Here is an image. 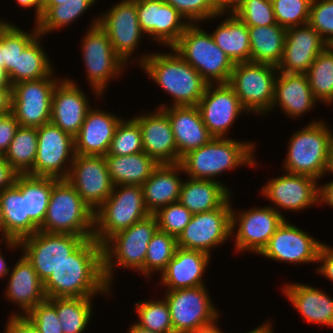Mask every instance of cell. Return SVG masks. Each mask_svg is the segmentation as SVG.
Segmentation results:
<instances>
[{"mask_svg":"<svg viewBox=\"0 0 333 333\" xmlns=\"http://www.w3.org/2000/svg\"><path fill=\"white\" fill-rule=\"evenodd\" d=\"M43 287L47 299L108 294L112 288L103 275L102 245L86 239L53 270Z\"/></svg>","mask_w":333,"mask_h":333,"instance_id":"6da1fadb","label":"cell"},{"mask_svg":"<svg viewBox=\"0 0 333 333\" xmlns=\"http://www.w3.org/2000/svg\"><path fill=\"white\" fill-rule=\"evenodd\" d=\"M314 98L325 104L333 103V49L328 45L310 65L307 73Z\"/></svg>","mask_w":333,"mask_h":333,"instance_id":"7bdbcfd3","label":"cell"},{"mask_svg":"<svg viewBox=\"0 0 333 333\" xmlns=\"http://www.w3.org/2000/svg\"><path fill=\"white\" fill-rule=\"evenodd\" d=\"M211 255L197 250L177 247L174 257L161 273V285L178 290L205 285L203 277Z\"/></svg>","mask_w":333,"mask_h":333,"instance_id":"83f0119b","label":"cell"},{"mask_svg":"<svg viewBox=\"0 0 333 333\" xmlns=\"http://www.w3.org/2000/svg\"><path fill=\"white\" fill-rule=\"evenodd\" d=\"M0 87H12L8 72L0 66Z\"/></svg>","mask_w":333,"mask_h":333,"instance_id":"003e7915","label":"cell"},{"mask_svg":"<svg viewBox=\"0 0 333 333\" xmlns=\"http://www.w3.org/2000/svg\"><path fill=\"white\" fill-rule=\"evenodd\" d=\"M233 208L231 209V230L232 235L237 230L234 248L239 252L249 251L259 254L286 219L272 206L245 209L238 215Z\"/></svg>","mask_w":333,"mask_h":333,"instance_id":"2e32d148","label":"cell"},{"mask_svg":"<svg viewBox=\"0 0 333 333\" xmlns=\"http://www.w3.org/2000/svg\"><path fill=\"white\" fill-rule=\"evenodd\" d=\"M181 13L189 23L200 24L205 20L222 17L221 12L211 0H164Z\"/></svg>","mask_w":333,"mask_h":333,"instance_id":"816d5d0a","label":"cell"},{"mask_svg":"<svg viewBox=\"0 0 333 333\" xmlns=\"http://www.w3.org/2000/svg\"><path fill=\"white\" fill-rule=\"evenodd\" d=\"M193 333H224V332H222V329L218 328L217 324L213 322L209 325L200 327L197 331Z\"/></svg>","mask_w":333,"mask_h":333,"instance_id":"e7e4bbea","label":"cell"},{"mask_svg":"<svg viewBox=\"0 0 333 333\" xmlns=\"http://www.w3.org/2000/svg\"><path fill=\"white\" fill-rule=\"evenodd\" d=\"M262 325H259V327L246 332V333H274L272 329V324L269 321H265L264 323H261Z\"/></svg>","mask_w":333,"mask_h":333,"instance_id":"03108f58","label":"cell"},{"mask_svg":"<svg viewBox=\"0 0 333 333\" xmlns=\"http://www.w3.org/2000/svg\"><path fill=\"white\" fill-rule=\"evenodd\" d=\"M10 269L7 266V263L2 255V253L0 252V278H4L7 277V275L9 274Z\"/></svg>","mask_w":333,"mask_h":333,"instance_id":"89a4df30","label":"cell"},{"mask_svg":"<svg viewBox=\"0 0 333 333\" xmlns=\"http://www.w3.org/2000/svg\"><path fill=\"white\" fill-rule=\"evenodd\" d=\"M19 126L18 121L11 112L0 115V156H4L7 152Z\"/></svg>","mask_w":333,"mask_h":333,"instance_id":"11a10c76","label":"cell"},{"mask_svg":"<svg viewBox=\"0 0 333 333\" xmlns=\"http://www.w3.org/2000/svg\"><path fill=\"white\" fill-rule=\"evenodd\" d=\"M316 102L306 74L278 73L271 111L280 106L284 114L295 119L309 112Z\"/></svg>","mask_w":333,"mask_h":333,"instance_id":"f546056e","label":"cell"},{"mask_svg":"<svg viewBox=\"0 0 333 333\" xmlns=\"http://www.w3.org/2000/svg\"><path fill=\"white\" fill-rule=\"evenodd\" d=\"M231 209L229 198L217 209L193 214L177 238V247L210 255L212 248L225 243L232 235Z\"/></svg>","mask_w":333,"mask_h":333,"instance_id":"5bb4252c","label":"cell"},{"mask_svg":"<svg viewBox=\"0 0 333 333\" xmlns=\"http://www.w3.org/2000/svg\"><path fill=\"white\" fill-rule=\"evenodd\" d=\"M37 134V155L34 168L28 174L66 179L76 155L74 137L52 122L38 127Z\"/></svg>","mask_w":333,"mask_h":333,"instance_id":"7c38bea8","label":"cell"},{"mask_svg":"<svg viewBox=\"0 0 333 333\" xmlns=\"http://www.w3.org/2000/svg\"><path fill=\"white\" fill-rule=\"evenodd\" d=\"M42 35H38L16 59L13 67V85L21 81L38 80L54 74L50 58L40 44Z\"/></svg>","mask_w":333,"mask_h":333,"instance_id":"f35d334b","label":"cell"},{"mask_svg":"<svg viewBox=\"0 0 333 333\" xmlns=\"http://www.w3.org/2000/svg\"><path fill=\"white\" fill-rule=\"evenodd\" d=\"M12 87H0V115L11 112Z\"/></svg>","mask_w":333,"mask_h":333,"instance_id":"91938a15","label":"cell"},{"mask_svg":"<svg viewBox=\"0 0 333 333\" xmlns=\"http://www.w3.org/2000/svg\"><path fill=\"white\" fill-rule=\"evenodd\" d=\"M77 83L63 78L57 83L52 96L51 119L63 132L75 137L90 108L89 100Z\"/></svg>","mask_w":333,"mask_h":333,"instance_id":"cb8c5ba5","label":"cell"},{"mask_svg":"<svg viewBox=\"0 0 333 333\" xmlns=\"http://www.w3.org/2000/svg\"><path fill=\"white\" fill-rule=\"evenodd\" d=\"M10 24H11V22L8 23L7 21L0 19V38H1L2 33L9 27Z\"/></svg>","mask_w":333,"mask_h":333,"instance_id":"34e18365","label":"cell"},{"mask_svg":"<svg viewBox=\"0 0 333 333\" xmlns=\"http://www.w3.org/2000/svg\"><path fill=\"white\" fill-rule=\"evenodd\" d=\"M138 325L157 333H174L170 309L165 298L159 300L138 301L135 305Z\"/></svg>","mask_w":333,"mask_h":333,"instance_id":"f6af8a7d","label":"cell"},{"mask_svg":"<svg viewBox=\"0 0 333 333\" xmlns=\"http://www.w3.org/2000/svg\"><path fill=\"white\" fill-rule=\"evenodd\" d=\"M8 276L9 283L5 290V296L9 302L19 306L22 311L19 312L20 315H26L38 303L47 299L43 282L26 256L22 255L19 261L17 260Z\"/></svg>","mask_w":333,"mask_h":333,"instance_id":"4dcf8cb0","label":"cell"},{"mask_svg":"<svg viewBox=\"0 0 333 333\" xmlns=\"http://www.w3.org/2000/svg\"><path fill=\"white\" fill-rule=\"evenodd\" d=\"M0 233H2L1 236H3L1 239L2 242L5 243V224H4V219H3V214H2V208L0 205Z\"/></svg>","mask_w":333,"mask_h":333,"instance_id":"8c879c8a","label":"cell"},{"mask_svg":"<svg viewBox=\"0 0 333 333\" xmlns=\"http://www.w3.org/2000/svg\"><path fill=\"white\" fill-rule=\"evenodd\" d=\"M52 77L12 85L11 113L20 126L38 128L50 122L54 88L61 80Z\"/></svg>","mask_w":333,"mask_h":333,"instance_id":"4fadbf2b","label":"cell"},{"mask_svg":"<svg viewBox=\"0 0 333 333\" xmlns=\"http://www.w3.org/2000/svg\"><path fill=\"white\" fill-rule=\"evenodd\" d=\"M92 298L65 297L47 299L55 308L63 333H82L92 317Z\"/></svg>","mask_w":333,"mask_h":333,"instance_id":"ab89813d","label":"cell"},{"mask_svg":"<svg viewBox=\"0 0 333 333\" xmlns=\"http://www.w3.org/2000/svg\"><path fill=\"white\" fill-rule=\"evenodd\" d=\"M327 172L333 173V135L329 146V159H328Z\"/></svg>","mask_w":333,"mask_h":333,"instance_id":"2644e50d","label":"cell"},{"mask_svg":"<svg viewBox=\"0 0 333 333\" xmlns=\"http://www.w3.org/2000/svg\"><path fill=\"white\" fill-rule=\"evenodd\" d=\"M157 230L156 217L149 214L113 235L102 245L103 275L109 287L112 285L115 266L138 270L144 276L147 247Z\"/></svg>","mask_w":333,"mask_h":333,"instance_id":"5b68a950","label":"cell"},{"mask_svg":"<svg viewBox=\"0 0 333 333\" xmlns=\"http://www.w3.org/2000/svg\"><path fill=\"white\" fill-rule=\"evenodd\" d=\"M184 173L180 163L159 164L151 176L141 185L146 208L150 214L179 201L184 179L179 173Z\"/></svg>","mask_w":333,"mask_h":333,"instance_id":"1f68e13d","label":"cell"},{"mask_svg":"<svg viewBox=\"0 0 333 333\" xmlns=\"http://www.w3.org/2000/svg\"><path fill=\"white\" fill-rule=\"evenodd\" d=\"M324 203L333 208V181L319 186V204Z\"/></svg>","mask_w":333,"mask_h":333,"instance_id":"94428289","label":"cell"},{"mask_svg":"<svg viewBox=\"0 0 333 333\" xmlns=\"http://www.w3.org/2000/svg\"><path fill=\"white\" fill-rule=\"evenodd\" d=\"M39 230L93 238L94 212L66 179H58L52 187L46 217Z\"/></svg>","mask_w":333,"mask_h":333,"instance_id":"277c9868","label":"cell"},{"mask_svg":"<svg viewBox=\"0 0 333 333\" xmlns=\"http://www.w3.org/2000/svg\"><path fill=\"white\" fill-rule=\"evenodd\" d=\"M66 180L95 212L110 196L113 183L104 156L76 154Z\"/></svg>","mask_w":333,"mask_h":333,"instance_id":"e0dca14e","label":"cell"},{"mask_svg":"<svg viewBox=\"0 0 333 333\" xmlns=\"http://www.w3.org/2000/svg\"><path fill=\"white\" fill-rule=\"evenodd\" d=\"M37 149V128L19 126L3 157L18 174H28L34 168Z\"/></svg>","mask_w":333,"mask_h":333,"instance_id":"60d3db41","label":"cell"},{"mask_svg":"<svg viewBox=\"0 0 333 333\" xmlns=\"http://www.w3.org/2000/svg\"><path fill=\"white\" fill-rule=\"evenodd\" d=\"M277 66L266 63H236L229 85L234 89L240 104L248 112L261 116L271 111L274 101Z\"/></svg>","mask_w":333,"mask_h":333,"instance_id":"9c48e42d","label":"cell"},{"mask_svg":"<svg viewBox=\"0 0 333 333\" xmlns=\"http://www.w3.org/2000/svg\"><path fill=\"white\" fill-rule=\"evenodd\" d=\"M54 177L20 174V192L25 196L26 215L40 227L46 217Z\"/></svg>","mask_w":333,"mask_h":333,"instance_id":"74e56055","label":"cell"},{"mask_svg":"<svg viewBox=\"0 0 333 333\" xmlns=\"http://www.w3.org/2000/svg\"><path fill=\"white\" fill-rule=\"evenodd\" d=\"M7 321L4 333H39L26 315L14 312Z\"/></svg>","mask_w":333,"mask_h":333,"instance_id":"9f6ffc18","label":"cell"},{"mask_svg":"<svg viewBox=\"0 0 333 333\" xmlns=\"http://www.w3.org/2000/svg\"><path fill=\"white\" fill-rule=\"evenodd\" d=\"M167 113L177 146V163L191 150L207 144L214 137L202 121L197 106H168Z\"/></svg>","mask_w":333,"mask_h":333,"instance_id":"484cf974","label":"cell"},{"mask_svg":"<svg viewBox=\"0 0 333 333\" xmlns=\"http://www.w3.org/2000/svg\"><path fill=\"white\" fill-rule=\"evenodd\" d=\"M286 28L270 26H248L250 62L278 66L283 56Z\"/></svg>","mask_w":333,"mask_h":333,"instance_id":"d590c367","label":"cell"},{"mask_svg":"<svg viewBox=\"0 0 333 333\" xmlns=\"http://www.w3.org/2000/svg\"><path fill=\"white\" fill-rule=\"evenodd\" d=\"M154 215L159 230L178 238L193 214L178 201L159 209Z\"/></svg>","mask_w":333,"mask_h":333,"instance_id":"f907efd6","label":"cell"},{"mask_svg":"<svg viewBox=\"0 0 333 333\" xmlns=\"http://www.w3.org/2000/svg\"><path fill=\"white\" fill-rule=\"evenodd\" d=\"M68 0H44L43 5H60L66 3Z\"/></svg>","mask_w":333,"mask_h":333,"instance_id":"753ad0ef","label":"cell"},{"mask_svg":"<svg viewBox=\"0 0 333 333\" xmlns=\"http://www.w3.org/2000/svg\"><path fill=\"white\" fill-rule=\"evenodd\" d=\"M121 117L102 109L90 108L85 120L74 137L75 153L79 155H100L108 153L111 140Z\"/></svg>","mask_w":333,"mask_h":333,"instance_id":"4316f807","label":"cell"},{"mask_svg":"<svg viewBox=\"0 0 333 333\" xmlns=\"http://www.w3.org/2000/svg\"><path fill=\"white\" fill-rule=\"evenodd\" d=\"M255 144L232 138H213L181 158L184 172L192 179L213 180L226 170L239 166H256Z\"/></svg>","mask_w":333,"mask_h":333,"instance_id":"3957f363","label":"cell"},{"mask_svg":"<svg viewBox=\"0 0 333 333\" xmlns=\"http://www.w3.org/2000/svg\"><path fill=\"white\" fill-rule=\"evenodd\" d=\"M325 121L314 120L296 131L288 142L283 168L292 174L311 176L319 181L327 173L329 146L333 135Z\"/></svg>","mask_w":333,"mask_h":333,"instance_id":"8992f818","label":"cell"},{"mask_svg":"<svg viewBox=\"0 0 333 333\" xmlns=\"http://www.w3.org/2000/svg\"><path fill=\"white\" fill-rule=\"evenodd\" d=\"M171 53L143 54L138 63L149 78L173 98L168 106H197L208 83L188 64L175 49Z\"/></svg>","mask_w":333,"mask_h":333,"instance_id":"7a4b0ae2","label":"cell"},{"mask_svg":"<svg viewBox=\"0 0 333 333\" xmlns=\"http://www.w3.org/2000/svg\"><path fill=\"white\" fill-rule=\"evenodd\" d=\"M17 3L23 8L35 9V21L37 22L43 13V2L44 0H16Z\"/></svg>","mask_w":333,"mask_h":333,"instance_id":"6125c7cd","label":"cell"},{"mask_svg":"<svg viewBox=\"0 0 333 333\" xmlns=\"http://www.w3.org/2000/svg\"><path fill=\"white\" fill-rule=\"evenodd\" d=\"M177 249V238L166 232L157 230L151 238L144 262V277L150 278L152 272L166 269L169 261L174 257Z\"/></svg>","mask_w":333,"mask_h":333,"instance_id":"ee69618b","label":"cell"},{"mask_svg":"<svg viewBox=\"0 0 333 333\" xmlns=\"http://www.w3.org/2000/svg\"><path fill=\"white\" fill-rule=\"evenodd\" d=\"M231 12L247 26L277 24L271 0H240Z\"/></svg>","mask_w":333,"mask_h":333,"instance_id":"681fc988","label":"cell"},{"mask_svg":"<svg viewBox=\"0 0 333 333\" xmlns=\"http://www.w3.org/2000/svg\"><path fill=\"white\" fill-rule=\"evenodd\" d=\"M328 46L308 23L286 30L279 72L306 74L315 58Z\"/></svg>","mask_w":333,"mask_h":333,"instance_id":"603a6c76","label":"cell"},{"mask_svg":"<svg viewBox=\"0 0 333 333\" xmlns=\"http://www.w3.org/2000/svg\"><path fill=\"white\" fill-rule=\"evenodd\" d=\"M230 189L221 181L189 178L183 181L179 202L192 214L221 207L231 198Z\"/></svg>","mask_w":333,"mask_h":333,"instance_id":"836d02e7","label":"cell"},{"mask_svg":"<svg viewBox=\"0 0 333 333\" xmlns=\"http://www.w3.org/2000/svg\"><path fill=\"white\" fill-rule=\"evenodd\" d=\"M197 107L203 123L215 138H225L237 117L247 113L228 83L208 84Z\"/></svg>","mask_w":333,"mask_h":333,"instance_id":"d6986e66","label":"cell"},{"mask_svg":"<svg viewBox=\"0 0 333 333\" xmlns=\"http://www.w3.org/2000/svg\"><path fill=\"white\" fill-rule=\"evenodd\" d=\"M128 333H157L150 331L146 328H143L142 326L138 325L136 322L130 325Z\"/></svg>","mask_w":333,"mask_h":333,"instance_id":"a7ac6f4b","label":"cell"},{"mask_svg":"<svg viewBox=\"0 0 333 333\" xmlns=\"http://www.w3.org/2000/svg\"><path fill=\"white\" fill-rule=\"evenodd\" d=\"M283 293L307 323L333 327V299L323 290L292 282L283 286Z\"/></svg>","mask_w":333,"mask_h":333,"instance_id":"d6a6232c","label":"cell"},{"mask_svg":"<svg viewBox=\"0 0 333 333\" xmlns=\"http://www.w3.org/2000/svg\"><path fill=\"white\" fill-rule=\"evenodd\" d=\"M97 2L96 0H68L60 5H43V13L35 22L39 35H46L73 23L85 11Z\"/></svg>","mask_w":333,"mask_h":333,"instance_id":"b9f144b4","label":"cell"},{"mask_svg":"<svg viewBox=\"0 0 333 333\" xmlns=\"http://www.w3.org/2000/svg\"><path fill=\"white\" fill-rule=\"evenodd\" d=\"M17 176L18 173L0 156V192L11 187Z\"/></svg>","mask_w":333,"mask_h":333,"instance_id":"680465c9","label":"cell"},{"mask_svg":"<svg viewBox=\"0 0 333 333\" xmlns=\"http://www.w3.org/2000/svg\"><path fill=\"white\" fill-rule=\"evenodd\" d=\"M100 16L98 26L109 37L115 53L127 64L145 35L139 25L136 0H122Z\"/></svg>","mask_w":333,"mask_h":333,"instance_id":"ac0fdd59","label":"cell"},{"mask_svg":"<svg viewBox=\"0 0 333 333\" xmlns=\"http://www.w3.org/2000/svg\"><path fill=\"white\" fill-rule=\"evenodd\" d=\"M113 185L141 186L159 165L144 151L127 156H104Z\"/></svg>","mask_w":333,"mask_h":333,"instance_id":"8d00e7d4","label":"cell"},{"mask_svg":"<svg viewBox=\"0 0 333 333\" xmlns=\"http://www.w3.org/2000/svg\"><path fill=\"white\" fill-rule=\"evenodd\" d=\"M228 13V17L210 34L234 64L250 62L248 26L231 11Z\"/></svg>","mask_w":333,"mask_h":333,"instance_id":"e575fe53","label":"cell"},{"mask_svg":"<svg viewBox=\"0 0 333 333\" xmlns=\"http://www.w3.org/2000/svg\"><path fill=\"white\" fill-rule=\"evenodd\" d=\"M26 316L39 333H63L56 308L47 299L38 303Z\"/></svg>","mask_w":333,"mask_h":333,"instance_id":"db71d44e","label":"cell"},{"mask_svg":"<svg viewBox=\"0 0 333 333\" xmlns=\"http://www.w3.org/2000/svg\"><path fill=\"white\" fill-rule=\"evenodd\" d=\"M321 245L322 242L285 219L259 255L291 264L317 263Z\"/></svg>","mask_w":333,"mask_h":333,"instance_id":"ffe728a7","label":"cell"},{"mask_svg":"<svg viewBox=\"0 0 333 333\" xmlns=\"http://www.w3.org/2000/svg\"><path fill=\"white\" fill-rule=\"evenodd\" d=\"M276 23L284 28L309 22L312 0H271Z\"/></svg>","mask_w":333,"mask_h":333,"instance_id":"c3c4849f","label":"cell"},{"mask_svg":"<svg viewBox=\"0 0 333 333\" xmlns=\"http://www.w3.org/2000/svg\"><path fill=\"white\" fill-rule=\"evenodd\" d=\"M172 48L208 84L229 83L235 64L198 23H190Z\"/></svg>","mask_w":333,"mask_h":333,"instance_id":"52a82bcc","label":"cell"},{"mask_svg":"<svg viewBox=\"0 0 333 333\" xmlns=\"http://www.w3.org/2000/svg\"><path fill=\"white\" fill-rule=\"evenodd\" d=\"M0 205L5 224V244L21 249L20 240L33 235L39 227L26 215L25 196L20 192V174L15 183L0 192Z\"/></svg>","mask_w":333,"mask_h":333,"instance_id":"f1b7e54d","label":"cell"},{"mask_svg":"<svg viewBox=\"0 0 333 333\" xmlns=\"http://www.w3.org/2000/svg\"><path fill=\"white\" fill-rule=\"evenodd\" d=\"M86 239L73 234L46 233L38 230L21 239L22 253L32 263L44 283L71 253Z\"/></svg>","mask_w":333,"mask_h":333,"instance_id":"9a60e30c","label":"cell"},{"mask_svg":"<svg viewBox=\"0 0 333 333\" xmlns=\"http://www.w3.org/2000/svg\"><path fill=\"white\" fill-rule=\"evenodd\" d=\"M142 151V134L138 121L133 117L126 121L121 119L105 156H127Z\"/></svg>","mask_w":333,"mask_h":333,"instance_id":"7dc6e473","label":"cell"},{"mask_svg":"<svg viewBox=\"0 0 333 333\" xmlns=\"http://www.w3.org/2000/svg\"><path fill=\"white\" fill-rule=\"evenodd\" d=\"M30 32H25L11 23L2 33V60L11 85H13V67H16L18 55L39 35L36 24L33 32Z\"/></svg>","mask_w":333,"mask_h":333,"instance_id":"bcb514c9","label":"cell"},{"mask_svg":"<svg viewBox=\"0 0 333 333\" xmlns=\"http://www.w3.org/2000/svg\"><path fill=\"white\" fill-rule=\"evenodd\" d=\"M149 214L141 186L115 185L110 196L94 212L93 238L103 245Z\"/></svg>","mask_w":333,"mask_h":333,"instance_id":"ba28073f","label":"cell"},{"mask_svg":"<svg viewBox=\"0 0 333 333\" xmlns=\"http://www.w3.org/2000/svg\"><path fill=\"white\" fill-rule=\"evenodd\" d=\"M0 66L4 67V60H2V35L0 38Z\"/></svg>","mask_w":333,"mask_h":333,"instance_id":"11e5206c","label":"cell"},{"mask_svg":"<svg viewBox=\"0 0 333 333\" xmlns=\"http://www.w3.org/2000/svg\"><path fill=\"white\" fill-rule=\"evenodd\" d=\"M308 24L328 44L333 43V0H312Z\"/></svg>","mask_w":333,"mask_h":333,"instance_id":"f5cc1de1","label":"cell"},{"mask_svg":"<svg viewBox=\"0 0 333 333\" xmlns=\"http://www.w3.org/2000/svg\"><path fill=\"white\" fill-rule=\"evenodd\" d=\"M98 20L99 17L91 22L80 46L87 79L97 97L105 92L110 80L122 74L126 67V63L115 53L107 34L98 26Z\"/></svg>","mask_w":333,"mask_h":333,"instance_id":"30bf717a","label":"cell"},{"mask_svg":"<svg viewBox=\"0 0 333 333\" xmlns=\"http://www.w3.org/2000/svg\"><path fill=\"white\" fill-rule=\"evenodd\" d=\"M213 4L221 12H230L232 11L240 2V0H211Z\"/></svg>","mask_w":333,"mask_h":333,"instance_id":"be15d7a7","label":"cell"},{"mask_svg":"<svg viewBox=\"0 0 333 333\" xmlns=\"http://www.w3.org/2000/svg\"><path fill=\"white\" fill-rule=\"evenodd\" d=\"M317 262L322 263L321 266L316 269L317 273L333 282V248L322 243Z\"/></svg>","mask_w":333,"mask_h":333,"instance_id":"6f0895ef","label":"cell"},{"mask_svg":"<svg viewBox=\"0 0 333 333\" xmlns=\"http://www.w3.org/2000/svg\"><path fill=\"white\" fill-rule=\"evenodd\" d=\"M134 118L141 129L143 151L158 164H177V146L167 113L158 108Z\"/></svg>","mask_w":333,"mask_h":333,"instance_id":"d4e9b609","label":"cell"},{"mask_svg":"<svg viewBox=\"0 0 333 333\" xmlns=\"http://www.w3.org/2000/svg\"><path fill=\"white\" fill-rule=\"evenodd\" d=\"M318 180L301 174L286 173L283 176L271 178L262 187L261 194L278 208L291 211H301L319 204Z\"/></svg>","mask_w":333,"mask_h":333,"instance_id":"7402d4cb","label":"cell"},{"mask_svg":"<svg viewBox=\"0 0 333 333\" xmlns=\"http://www.w3.org/2000/svg\"><path fill=\"white\" fill-rule=\"evenodd\" d=\"M142 31L159 44L172 48L190 24L164 0H136Z\"/></svg>","mask_w":333,"mask_h":333,"instance_id":"44dd1931","label":"cell"},{"mask_svg":"<svg viewBox=\"0 0 333 333\" xmlns=\"http://www.w3.org/2000/svg\"><path fill=\"white\" fill-rule=\"evenodd\" d=\"M164 298L170 309L174 333H193L220 317L205 285L167 290Z\"/></svg>","mask_w":333,"mask_h":333,"instance_id":"8fae6325","label":"cell"}]
</instances>
